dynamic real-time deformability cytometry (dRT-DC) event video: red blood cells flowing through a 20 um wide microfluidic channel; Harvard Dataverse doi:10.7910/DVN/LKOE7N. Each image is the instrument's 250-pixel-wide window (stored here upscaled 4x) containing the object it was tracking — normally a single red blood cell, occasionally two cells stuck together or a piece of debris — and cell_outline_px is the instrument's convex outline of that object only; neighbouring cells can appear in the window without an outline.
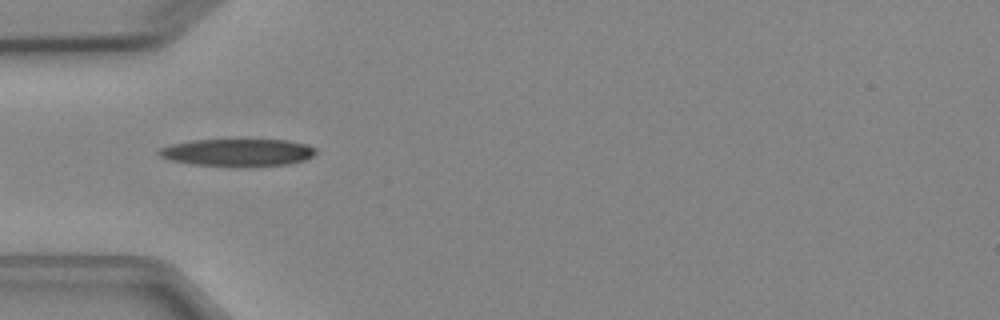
{"species": "Egyptian fruit bat (a non-hibernating species)", "species_latin": "Rousettus aegyptiacus", "temperature_condition": "cold", "stored_images_in_passage": 3, "camera_frame_rate_fps": 3000, "um_per_image_px": 0.085, "animal": {"sex": "female"}, "frame": {"image": 1, "passage_image": 1, "time_ms": 0.0, "image_size_px": [1000, 320], "cell_outline_px": [[316, 152], [312, 156], [304, 160], [288, 164], [192, 164], [168, 160], [160, 156], [156, 152], [160, 148], [172, 144], [192, 140], [288, 140], [308, 144], [316, 148]], "centroid_in_image_um": [20.19, 12.92], "position_along_channel_um": 64.8, "area_um2": 24.16}}